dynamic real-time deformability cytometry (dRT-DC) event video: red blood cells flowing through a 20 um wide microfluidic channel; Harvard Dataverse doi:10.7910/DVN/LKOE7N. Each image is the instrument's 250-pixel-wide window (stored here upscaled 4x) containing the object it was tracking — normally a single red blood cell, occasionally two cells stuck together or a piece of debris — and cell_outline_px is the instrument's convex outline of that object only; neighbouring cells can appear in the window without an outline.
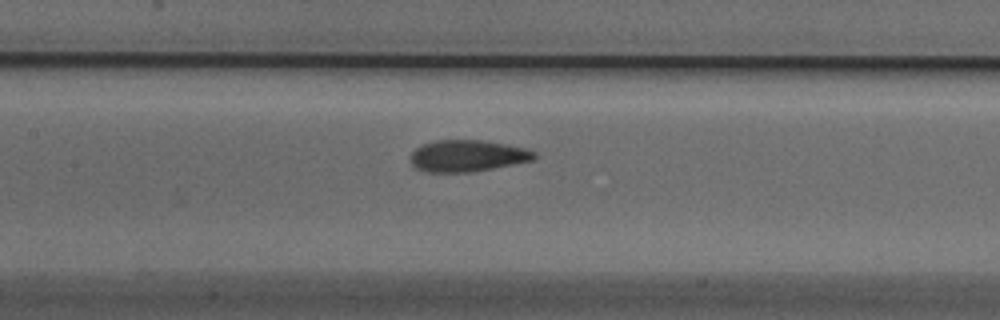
{"species": "Egyptian fruit bat (a non-hibernating species)", "species_latin": "Rousettus aegyptiacus", "temperature_condition": "cold", "stored_images_in_passage": 7, "camera_frame_rate_fps": 3000, "um_per_image_px": 0.085, "animal": {"sex": "male"}, "frame": {"image": 1, "passage_image": 7, "time_ms": 2.0, "image_size_px": [1000, 320], "cell_outline_px": [[536, 156], [532, 160], [492, 168], [468, 172], [428, 172], [416, 168], [412, 164], [412, 152], [416, 148], [424, 144], [436, 140], [480, 140], [504, 144], [524, 148], [536, 152]], "centroid_in_image_um": [39.71, 13.24], "position_along_channel_um": 167.7, "area_um2": 22.37}}